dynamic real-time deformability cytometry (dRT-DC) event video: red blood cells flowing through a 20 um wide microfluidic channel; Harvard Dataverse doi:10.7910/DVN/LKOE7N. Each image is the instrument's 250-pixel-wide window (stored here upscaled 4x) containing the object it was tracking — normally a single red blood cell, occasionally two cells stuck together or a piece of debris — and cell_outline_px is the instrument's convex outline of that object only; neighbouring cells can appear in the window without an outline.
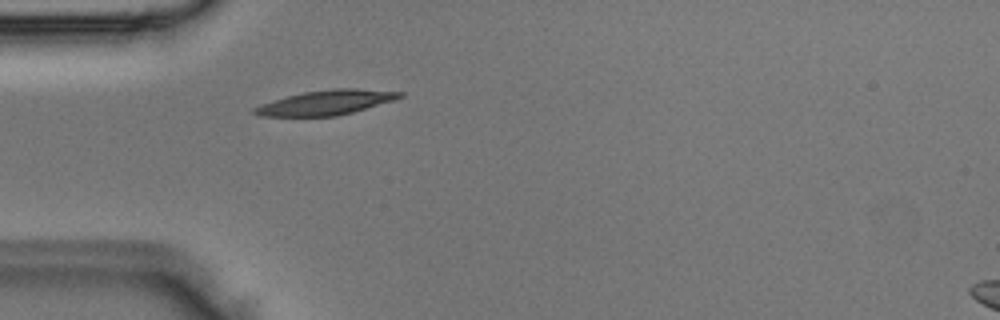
{"species": "Egyptian fruit bat (a non-hibernating species)", "species_latin": "Rousettus aegyptiacus", "temperature_condition": "room temperature", "stored_images_in_passage": 1, "camera_frame_rate_fps": 3000, "um_per_image_px": 0.085, "animal": {"sex": "male"}, "frame": {"image": 1, "passage_image": 1, "time_ms": 0.0, "image_size_px": [1000, 320], "cell_outline_px": [[404, 96], [396, 100], [352, 112], [336, 116], [260, 116], [252, 112], [252, 108], [288, 96], [304, 92], [332, 88], [356, 88], [404, 92]], "centroid_in_image_um": [27.78, 8.71], "position_along_channel_um": 57.2, "area_um2": 20.75}}